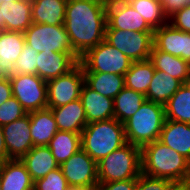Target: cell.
<instances>
[{
    "mask_svg": "<svg viewBox=\"0 0 190 190\" xmlns=\"http://www.w3.org/2000/svg\"><path fill=\"white\" fill-rule=\"evenodd\" d=\"M57 123L58 130L81 133L87 125L82 101L77 99L64 106L50 108Z\"/></svg>",
    "mask_w": 190,
    "mask_h": 190,
    "instance_id": "obj_21",
    "label": "cell"
},
{
    "mask_svg": "<svg viewBox=\"0 0 190 190\" xmlns=\"http://www.w3.org/2000/svg\"><path fill=\"white\" fill-rule=\"evenodd\" d=\"M98 183L138 178L142 173L141 148L126 143L98 163Z\"/></svg>",
    "mask_w": 190,
    "mask_h": 190,
    "instance_id": "obj_5",
    "label": "cell"
},
{
    "mask_svg": "<svg viewBox=\"0 0 190 190\" xmlns=\"http://www.w3.org/2000/svg\"><path fill=\"white\" fill-rule=\"evenodd\" d=\"M154 73V66L149 59L133 61L129 70L124 74L125 86L146 95Z\"/></svg>",
    "mask_w": 190,
    "mask_h": 190,
    "instance_id": "obj_30",
    "label": "cell"
},
{
    "mask_svg": "<svg viewBox=\"0 0 190 190\" xmlns=\"http://www.w3.org/2000/svg\"><path fill=\"white\" fill-rule=\"evenodd\" d=\"M113 100L114 118L124 124L139 110L146 98L144 94L125 86Z\"/></svg>",
    "mask_w": 190,
    "mask_h": 190,
    "instance_id": "obj_29",
    "label": "cell"
},
{
    "mask_svg": "<svg viewBox=\"0 0 190 190\" xmlns=\"http://www.w3.org/2000/svg\"><path fill=\"white\" fill-rule=\"evenodd\" d=\"M33 146H48L58 131L57 123L50 108L29 113Z\"/></svg>",
    "mask_w": 190,
    "mask_h": 190,
    "instance_id": "obj_22",
    "label": "cell"
},
{
    "mask_svg": "<svg viewBox=\"0 0 190 190\" xmlns=\"http://www.w3.org/2000/svg\"><path fill=\"white\" fill-rule=\"evenodd\" d=\"M159 141L190 161V124L165 119Z\"/></svg>",
    "mask_w": 190,
    "mask_h": 190,
    "instance_id": "obj_20",
    "label": "cell"
},
{
    "mask_svg": "<svg viewBox=\"0 0 190 190\" xmlns=\"http://www.w3.org/2000/svg\"><path fill=\"white\" fill-rule=\"evenodd\" d=\"M12 97V85L9 77H0V106Z\"/></svg>",
    "mask_w": 190,
    "mask_h": 190,
    "instance_id": "obj_40",
    "label": "cell"
},
{
    "mask_svg": "<svg viewBox=\"0 0 190 190\" xmlns=\"http://www.w3.org/2000/svg\"><path fill=\"white\" fill-rule=\"evenodd\" d=\"M165 119L190 124V87L183 84L164 105Z\"/></svg>",
    "mask_w": 190,
    "mask_h": 190,
    "instance_id": "obj_31",
    "label": "cell"
},
{
    "mask_svg": "<svg viewBox=\"0 0 190 190\" xmlns=\"http://www.w3.org/2000/svg\"><path fill=\"white\" fill-rule=\"evenodd\" d=\"M48 147L58 165L67 161L81 148V133L58 130Z\"/></svg>",
    "mask_w": 190,
    "mask_h": 190,
    "instance_id": "obj_27",
    "label": "cell"
},
{
    "mask_svg": "<svg viewBox=\"0 0 190 190\" xmlns=\"http://www.w3.org/2000/svg\"><path fill=\"white\" fill-rule=\"evenodd\" d=\"M172 190H190V183L176 184Z\"/></svg>",
    "mask_w": 190,
    "mask_h": 190,
    "instance_id": "obj_42",
    "label": "cell"
},
{
    "mask_svg": "<svg viewBox=\"0 0 190 190\" xmlns=\"http://www.w3.org/2000/svg\"><path fill=\"white\" fill-rule=\"evenodd\" d=\"M84 73L80 63L66 74L47 81L48 108L64 106L80 99Z\"/></svg>",
    "mask_w": 190,
    "mask_h": 190,
    "instance_id": "obj_11",
    "label": "cell"
},
{
    "mask_svg": "<svg viewBox=\"0 0 190 190\" xmlns=\"http://www.w3.org/2000/svg\"><path fill=\"white\" fill-rule=\"evenodd\" d=\"M69 190H89V189H81V188H70Z\"/></svg>",
    "mask_w": 190,
    "mask_h": 190,
    "instance_id": "obj_45",
    "label": "cell"
},
{
    "mask_svg": "<svg viewBox=\"0 0 190 190\" xmlns=\"http://www.w3.org/2000/svg\"><path fill=\"white\" fill-rule=\"evenodd\" d=\"M87 124L114 118V100L89 88L85 83L80 92Z\"/></svg>",
    "mask_w": 190,
    "mask_h": 190,
    "instance_id": "obj_18",
    "label": "cell"
},
{
    "mask_svg": "<svg viewBox=\"0 0 190 190\" xmlns=\"http://www.w3.org/2000/svg\"><path fill=\"white\" fill-rule=\"evenodd\" d=\"M67 0H32V23L63 25Z\"/></svg>",
    "mask_w": 190,
    "mask_h": 190,
    "instance_id": "obj_25",
    "label": "cell"
},
{
    "mask_svg": "<svg viewBox=\"0 0 190 190\" xmlns=\"http://www.w3.org/2000/svg\"><path fill=\"white\" fill-rule=\"evenodd\" d=\"M153 33L106 28L105 41L116 47L132 61H144L150 57L153 47Z\"/></svg>",
    "mask_w": 190,
    "mask_h": 190,
    "instance_id": "obj_9",
    "label": "cell"
},
{
    "mask_svg": "<svg viewBox=\"0 0 190 190\" xmlns=\"http://www.w3.org/2000/svg\"><path fill=\"white\" fill-rule=\"evenodd\" d=\"M70 187L60 167L34 182V190H69Z\"/></svg>",
    "mask_w": 190,
    "mask_h": 190,
    "instance_id": "obj_33",
    "label": "cell"
},
{
    "mask_svg": "<svg viewBox=\"0 0 190 190\" xmlns=\"http://www.w3.org/2000/svg\"><path fill=\"white\" fill-rule=\"evenodd\" d=\"M79 60L80 57L76 53L41 51L37 56L36 75L45 81L57 78L72 70Z\"/></svg>",
    "mask_w": 190,
    "mask_h": 190,
    "instance_id": "obj_15",
    "label": "cell"
},
{
    "mask_svg": "<svg viewBox=\"0 0 190 190\" xmlns=\"http://www.w3.org/2000/svg\"><path fill=\"white\" fill-rule=\"evenodd\" d=\"M126 143L124 124L116 118L88 123L81 132L82 149L97 163Z\"/></svg>",
    "mask_w": 190,
    "mask_h": 190,
    "instance_id": "obj_3",
    "label": "cell"
},
{
    "mask_svg": "<svg viewBox=\"0 0 190 190\" xmlns=\"http://www.w3.org/2000/svg\"><path fill=\"white\" fill-rule=\"evenodd\" d=\"M153 47L190 64V33L178 30L170 23L154 30Z\"/></svg>",
    "mask_w": 190,
    "mask_h": 190,
    "instance_id": "obj_14",
    "label": "cell"
},
{
    "mask_svg": "<svg viewBox=\"0 0 190 190\" xmlns=\"http://www.w3.org/2000/svg\"><path fill=\"white\" fill-rule=\"evenodd\" d=\"M26 44L41 51L76 53L64 25L32 23L24 32Z\"/></svg>",
    "mask_w": 190,
    "mask_h": 190,
    "instance_id": "obj_8",
    "label": "cell"
},
{
    "mask_svg": "<svg viewBox=\"0 0 190 190\" xmlns=\"http://www.w3.org/2000/svg\"><path fill=\"white\" fill-rule=\"evenodd\" d=\"M4 30V20H1V14H0V32Z\"/></svg>",
    "mask_w": 190,
    "mask_h": 190,
    "instance_id": "obj_43",
    "label": "cell"
},
{
    "mask_svg": "<svg viewBox=\"0 0 190 190\" xmlns=\"http://www.w3.org/2000/svg\"><path fill=\"white\" fill-rule=\"evenodd\" d=\"M7 160V150L4 142L3 128L0 125V162Z\"/></svg>",
    "mask_w": 190,
    "mask_h": 190,
    "instance_id": "obj_41",
    "label": "cell"
},
{
    "mask_svg": "<svg viewBox=\"0 0 190 190\" xmlns=\"http://www.w3.org/2000/svg\"><path fill=\"white\" fill-rule=\"evenodd\" d=\"M165 16L169 19L186 5L187 0H159Z\"/></svg>",
    "mask_w": 190,
    "mask_h": 190,
    "instance_id": "obj_39",
    "label": "cell"
},
{
    "mask_svg": "<svg viewBox=\"0 0 190 190\" xmlns=\"http://www.w3.org/2000/svg\"><path fill=\"white\" fill-rule=\"evenodd\" d=\"M83 73H111L123 75L133 61L105 40L80 57Z\"/></svg>",
    "mask_w": 190,
    "mask_h": 190,
    "instance_id": "obj_6",
    "label": "cell"
},
{
    "mask_svg": "<svg viewBox=\"0 0 190 190\" xmlns=\"http://www.w3.org/2000/svg\"><path fill=\"white\" fill-rule=\"evenodd\" d=\"M175 185L173 181L141 173L137 178L135 190H172Z\"/></svg>",
    "mask_w": 190,
    "mask_h": 190,
    "instance_id": "obj_36",
    "label": "cell"
},
{
    "mask_svg": "<svg viewBox=\"0 0 190 190\" xmlns=\"http://www.w3.org/2000/svg\"><path fill=\"white\" fill-rule=\"evenodd\" d=\"M137 178L124 181H114L107 183H98L95 190H135Z\"/></svg>",
    "mask_w": 190,
    "mask_h": 190,
    "instance_id": "obj_38",
    "label": "cell"
},
{
    "mask_svg": "<svg viewBox=\"0 0 190 190\" xmlns=\"http://www.w3.org/2000/svg\"><path fill=\"white\" fill-rule=\"evenodd\" d=\"M106 28L134 32H154L126 0H107Z\"/></svg>",
    "mask_w": 190,
    "mask_h": 190,
    "instance_id": "obj_12",
    "label": "cell"
},
{
    "mask_svg": "<svg viewBox=\"0 0 190 190\" xmlns=\"http://www.w3.org/2000/svg\"><path fill=\"white\" fill-rule=\"evenodd\" d=\"M70 188L95 190L98 185V167L82 148L59 165Z\"/></svg>",
    "mask_w": 190,
    "mask_h": 190,
    "instance_id": "obj_10",
    "label": "cell"
},
{
    "mask_svg": "<svg viewBox=\"0 0 190 190\" xmlns=\"http://www.w3.org/2000/svg\"><path fill=\"white\" fill-rule=\"evenodd\" d=\"M164 121V105L146 100L124 123L126 142L142 148L159 140Z\"/></svg>",
    "mask_w": 190,
    "mask_h": 190,
    "instance_id": "obj_4",
    "label": "cell"
},
{
    "mask_svg": "<svg viewBox=\"0 0 190 190\" xmlns=\"http://www.w3.org/2000/svg\"><path fill=\"white\" fill-rule=\"evenodd\" d=\"M4 30L24 33L32 24V0L0 3Z\"/></svg>",
    "mask_w": 190,
    "mask_h": 190,
    "instance_id": "obj_17",
    "label": "cell"
},
{
    "mask_svg": "<svg viewBox=\"0 0 190 190\" xmlns=\"http://www.w3.org/2000/svg\"><path fill=\"white\" fill-rule=\"evenodd\" d=\"M186 84L188 85V87H190V77H189V79L186 81Z\"/></svg>",
    "mask_w": 190,
    "mask_h": 190,
    "instance_id": "obj_46",
    "label": "cell"
},
{
    "mask_svg": "<svg viewBox=\"0 0 190 190\" xmlns=\"http://www.w3.org/2000/svg\"><path fill=\"white\" fill-rule=\"evenodd\" d=\"M8 159H21L34 146L31 138L30 117L27 113L9 124L2 126Z\"/></svg>",
    "mask_w": 190,
    "mask_h": 190,
    "instance_id": "obj_13",
    "label": "cell"
},
{
    "mask_svg": "<svg viewBox=\"0 0 190 190\" xmlns=\"http://www.w3.org/2000/svg\"><path fill=\"white\" fill-rule=\"evenodd\" d=\"M17 1H20V0H0V3H2V2H17Z\"/></svg>",
    "mask_w": 190,
    "mask_h": 190,
    "instance_id": "obj_44",
    "label": "cell"
},
{
    "mask_svg": "<svg viewBox=\"0 0 190 190\" xmlns=\"http://www.w3.org/2000/svg\"><path fill=\"white\" fill-rule=\"evenodd\" d=\"M9 79L12 96L27 113L48 108L47 81L36 74H15Z\"/></svg>",
    "mask_w": 190,
    "mask_h": 190,
    "instance_id": "obj_7",
    "label": "cell"
},
{
    "mask_svg": "<svg viewBox=\"0 0 190 190\" xmlns=\"http://www.w3.org/2000/svg\"><path fill=\"white\" fill-rule=\"evenodd\" d=\"M20 160L34 182L59 167L48 146H34Z\"/></svg>",
    "mask_w": 190,
    "mask_h": 190,
    "instance_id": "obj_23",
    "label": "cell"
},
{
    "mask_svg": "<svg viewBox=\"0 0 190 190\" xmlns=\"http://www.w3.org/2000/svg\"><path fill=\"white\" fill-rule=\"evenodd\" d=\"M0 181L2 190H34V181L20 159L0 163Z\"/></svg>",
    "mask_w": 190,
    "mask_h": 190,
    "instance_id": "obj_19",
    "label": "cell"
},
{
    "mask_svg": "<svg viewBox=\"0 0 190 190\" xmlns=\"http://www.w3.org/2000/svg\"><path fill=\"white\" fill-rule=\"evenodd\" d=\"M26 114L22 105L12 96L0 106V125L9 124Z\"/></svg>",
    "mask_w": 190,
    "mask_h": 190,
    "instance_id": "obj_35",
    "label": "cell"
},
{
    "mask_svg": "<svg viewBox=\"0 0 190 190\" xmlns=\"http://www.w3.org/2000/svg\"><path fill=\"white\" fill-rule=\"evenodd\" d=\"M174 28L190 33V5H186L168 19Z\"/></svg>",
    "mask_w": 190,
    "mask_h": 190,
    "instance_id": "obj_37",
    "label": "cell"
},
{
    "mask_svg": "<svg viewBox=\"0 0 190 190\" xmlns=\"http://www.w3.org/2000/svg\"><path fill=\"white\" fill-rule=\"evenodd\" d=\"M153 29H158L168 23L159 0H126Z\"/></svg>",
    "mask_w": 190,
    "mask_h": 190,
    "instance_id": "obj_32",
    "label": "cell"
},
{
    "mask_svg": "<svg viewBox=\"0 0 190 190\" xmlns=\"http://www.w3.org/2000/svg\"><path fill=\"white\" fill-rule=\"evenodd\" d=\"M182 85L180 80L163 71L155 70L145 98L148 101L165 105Z\"/></svg>",
    "mask_w": 190,
    "mask_h": 190,
    "instance_id": "obj_26",
    "label": "cell"
},
{
    "mask_svg": "<svg viewBox=\"0 0 190 190\" xmlns=\"http://www.w3.org/2000/svg\"><path fill=\"white\" fill-rule=\"evenodd\" d=\"M142 173L173 181L190 183V161L159 140L141 148Z\"/></svg>",
    "mask_w": 190,
    "mask_h": 190,
    "instance_id": "obj_2",
    "label": "cell"
},
{
    "mask_svg": "<svg viewBox=\"0 0 190 190\" xmlns=\"http://www.w3.org/2000/svg\"><path fill=\"white\" fill-rule=\"evenodd\" d=\"M84 83L97 93L112 99L125 87L124 76L111 73H84Z\"/></svg>",
    "mask_w": 190,
    "mask_h": 190,
    "instance_id": "obj_28",
    "label": "cell"
},
{
    "mask_svg": "<svg viewBox=\"0 0 190 190\" xmlns=\"http://www.w3.org/2000/svg\"><path fill=\"white\" fill-rule=\"evenodd\" d=\"M26 44L25 35L22 32H0V75L10 77L15 75V62L19 58Z\"/></svg>",
    "mask_w": 190,
    "mask_h": 190,
    "instance_id": "obj_16",
    "label": "cell"
},
{
    "mask_svg": "<svg viewBox=\"0 0 190 190\" xmlns=\"http://www.w3.org/2000/svg\"><path fill=\"white\" fill-rule=\"evenodd\" d=\"M149 60L156 71H163L180 80L183 84H186L190 77V64L178 56H173L152 47Z\"/></svg>",
    "mask_w": 190,
    "mask_h": 190,
    "instance_id": "obj_24",
    "label": "cell"
},
{
    "mask_svg": "<svg viewBox=\"0 0 190 190\" xmlns=\"http://www.w3.org/2000/svg\"><path fill=\"white\" fill-rule=\"evenodd\" d=\"M38 51L25 44L15 62V74H37Z\"/></svg>",
    "mask_w": 190,
    "mask_h": 190,
    "instance_id": "obj_34",
    "label": "cell"
},
{
    "mask_svg": "<svg viewBox=\"0 0 190 190\" xmlns=\"http://www.w3.org/2000/svg\"><path fill=\"white\" fill-rule=\"evenodd\" d=\"M107 0H67L64 27L81 57L105 40Z\"/></svg>",
    "mask_w": 190,
    "mask_h": 190,
    "instance_id": "obj_1",
    "label": "cell"
}]
</instances>
